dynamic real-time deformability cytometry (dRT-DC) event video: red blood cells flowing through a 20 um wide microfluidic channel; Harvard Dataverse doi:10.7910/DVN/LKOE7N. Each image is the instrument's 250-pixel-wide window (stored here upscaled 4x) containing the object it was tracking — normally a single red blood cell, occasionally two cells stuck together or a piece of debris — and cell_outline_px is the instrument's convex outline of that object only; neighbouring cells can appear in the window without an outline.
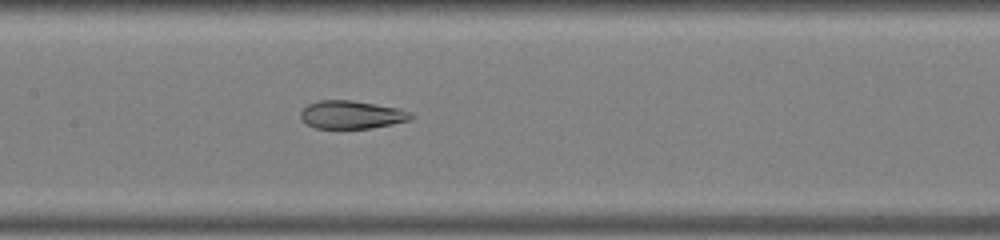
{"species": "common noctule bat (a hibernating species)", "species_latin": "Nyctalus noctula", "temperature_condition": "warm", "stored_images_in_passage": 46, "segment_of_instrument_passage": [2, 2], "camera_frame_rate_fps": 3000, "um_per_image_px": 0.085, "animal": {"sex": "male", "body_mass_g": 19.0, "forearm_length_mm": 50.8}, "frame": {"image": 1, "passage_image": 24, "time_ms": 7.667, "image_size_px": [1000, 240], "cell_outline_px": [[416, 116], [408, 120], [392, 124], [372, 128], [316, 128], [308, 124], [300, 116], [300, 112], [308, 104], [320, 100], [352, 100], [400, 108], [412, 112]], "centroid_in_image_um": [29.93, 9.74], "position_along_channel_um": 177.5, "area_um2": 18.03}}
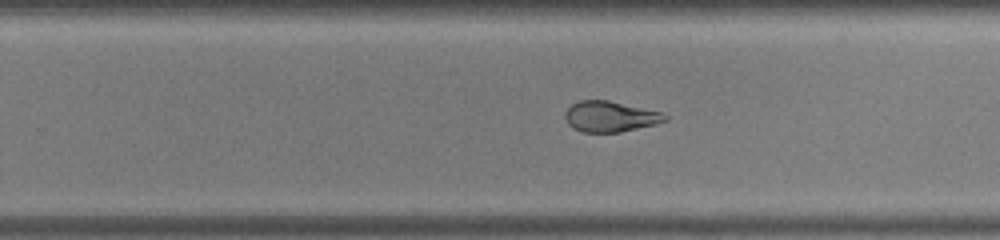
{"frame": {"image": 2, "passage_image": 31, "time_ms": 10.0, "image_size_px": [1000, 240], "cell_outline_px": [[668, 120], [656, 124], [620, 132], [584, 132], [572, 128], [568, 124], [564, 116], [564, 112], [572, 104], [580, 100], [608, 100], [664, 112], [668, 116]], "centroid_in_image_um": [51.88, 9.9], "position_along_channel_um": 277.9, "area_um2": 18.03}}
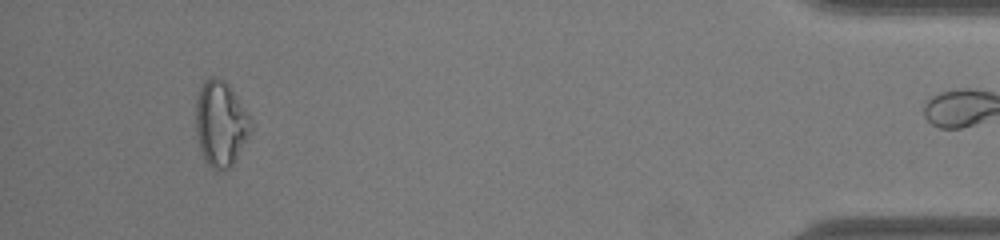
{"frame": {"image": 3, "passage_image": 45, "time_ms": 14.667, "image_size_px": [1000, 240], "cell_outline_px": [[252, 128], [232, 164], [224, 172], [212, 168], [204, 160], [196, 136], [196, 100], [200, 84], [208, 76], [212, 76], [224, 80], [228, 84], [244, 108], [248, 116]], "centroid_in_image_um": [18.71, 10.49], "position_along_channel_um": 416.5, "area_um2": 27.11}}